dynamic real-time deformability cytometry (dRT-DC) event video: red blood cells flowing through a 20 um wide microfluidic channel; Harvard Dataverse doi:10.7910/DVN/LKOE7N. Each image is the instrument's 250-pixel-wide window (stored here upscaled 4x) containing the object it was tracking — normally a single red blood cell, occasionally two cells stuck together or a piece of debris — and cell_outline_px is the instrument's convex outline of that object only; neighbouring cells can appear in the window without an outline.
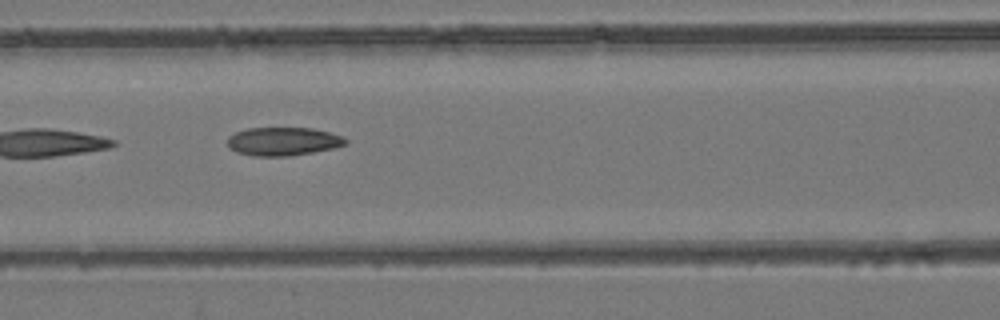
{"species": "common noctule bat (a hibernating species)", "species_latin": "Nyctalus noctula", "temperature_condition": "room temperature", "stored_images_in_passage": 7, "camera_frame_rate_fps": 3000, "um_per_image_px": 0.085, "animal": {"sex": "female", "body_mass_g": 24.6, "forearm_length_mm": 56.2}, "frame": {"image": 1, "passage_image": 7, "time_ms": 6.667, "image_size_px": [1000, 320], "cell_outline_px": [[348, 144], [332, 148], [312, 152], [288, 156], [252, 156], [236, 152], [228, 148], [228, 136], [236, 132], [248, 128], [312, 128], [328, 132], [340, 136], [348, 140]], "centroid_in_image_um": [24.03, 12.02], "position_along_channel_um": 142.6, "area_um2": 19.48}}